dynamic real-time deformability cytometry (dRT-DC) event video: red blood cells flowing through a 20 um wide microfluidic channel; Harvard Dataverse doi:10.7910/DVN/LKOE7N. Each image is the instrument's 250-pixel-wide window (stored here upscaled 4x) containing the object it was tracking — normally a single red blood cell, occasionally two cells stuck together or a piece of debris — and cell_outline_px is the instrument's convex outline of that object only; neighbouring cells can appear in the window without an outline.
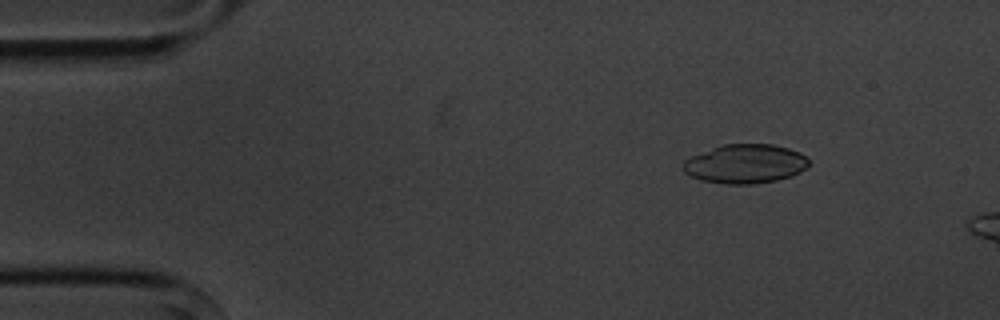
{"species": "common noctule bat (a hibernating species)", "species_latin": "Nyctalus noctula", "temperature_condition": "cold", "stored_images_in_passage": 3, "camera_frame_rate_fps": 3000, "um_per_image_px": 0.085, "animal": {"sex": "male", "body_mass_g": 20.1, "forearm_length_mm": 53.5}, "frame": {"image": 1, "passage_image": 2, "time_ms": 1.667, "image_size_px": [1000, 320], "cell_outline_px": [[808, 168], [792, 176], [776, 180], [752, 184], [724, 184], [704, 180], [692, 176], [684, 172], [680, 168], [680, 164], [684, 160], [692, 156], [720, 144], [772, 144], [788, 148], [800, 152], [808, 160]], "centroid_in_image_um": [63.32, 13.92], "position_along_channel_um": 21.7, "area_um2": 28.78}}